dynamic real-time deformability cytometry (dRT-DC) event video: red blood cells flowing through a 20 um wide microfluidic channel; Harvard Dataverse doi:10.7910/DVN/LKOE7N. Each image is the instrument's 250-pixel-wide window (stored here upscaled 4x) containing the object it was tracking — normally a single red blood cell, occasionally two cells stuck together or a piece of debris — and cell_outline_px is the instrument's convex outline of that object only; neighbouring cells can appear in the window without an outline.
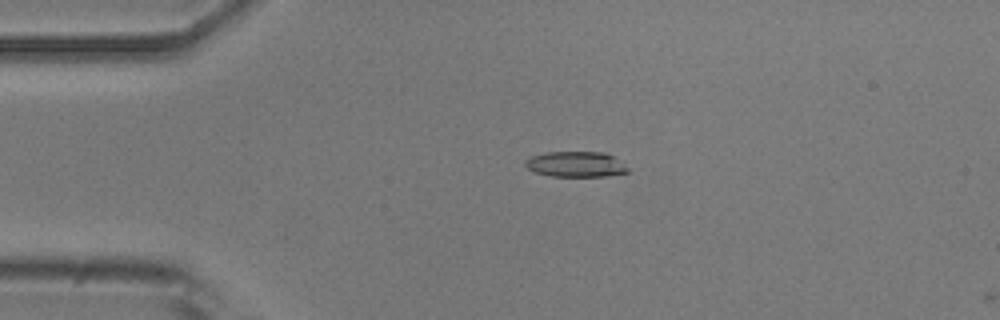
{"species": "common noctule bat (a hibernating species)", "species_latin": "Nyctalus noctula", "temperature_condition": "room temperature", "stored_images_in_passage": 3, "camera_frame_rate_fps": 3000, "um_per_image_px": 0.085, "animal": {"sex": "male", "body_mass_g": 20.5, "forearm_length_mm": 52.5}, "frame": {"image": 1, "passage_image": 2, "time_ms": 0.333, "image_size_px": [1000, 320], "cell_outline_px": [[628, 172], [604, 176], [552, 176], [536, 172], [528, 168], [524, 164], [524, 160], [532, 156], [548, 152], [604, 152], [612, 156], [628, 168]], "centroid_in_image_um": [48.91, 13.96], "position_along_channel_um": 36.1, "area_um2": 14.97}}